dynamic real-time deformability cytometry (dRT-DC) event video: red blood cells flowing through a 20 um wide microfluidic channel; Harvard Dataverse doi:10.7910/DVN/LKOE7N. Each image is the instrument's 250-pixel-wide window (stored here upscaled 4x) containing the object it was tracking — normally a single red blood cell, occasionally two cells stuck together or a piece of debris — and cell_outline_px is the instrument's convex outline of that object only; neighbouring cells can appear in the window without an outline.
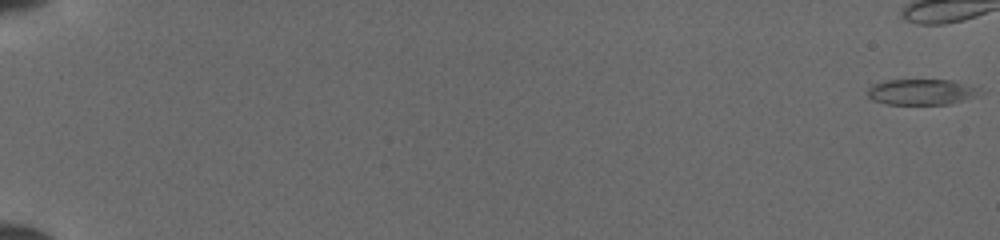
{"species": "common noctule bat (a hibernating species)", "species_latin": "Nyctalus noctula", "temperature_condition": "cold", "stored_images_in_passage": 44, "camera_frame_rate_fps": 3000, "um_per_image_px": 0.085, "animal": {"sex": "female", "body_mass_g": 19.5, "forearm_length_mm": 54.1}, "frame": {"image": 1, "passage_image": 1, "time_ms": 0.0, "image_size_px": [1000, 240], "cell_outline_px": [[980, 92], [972, 96], [948, 104], [888, 104], [872, 100], [868, 96], [868, 88], [872, 84], [884, 80], [952, 80], [976, 88]], "centroid_in_image_um": [78.2, 7.81], "position_along_channel_um": 6.8, "area_um2": 16.42}}